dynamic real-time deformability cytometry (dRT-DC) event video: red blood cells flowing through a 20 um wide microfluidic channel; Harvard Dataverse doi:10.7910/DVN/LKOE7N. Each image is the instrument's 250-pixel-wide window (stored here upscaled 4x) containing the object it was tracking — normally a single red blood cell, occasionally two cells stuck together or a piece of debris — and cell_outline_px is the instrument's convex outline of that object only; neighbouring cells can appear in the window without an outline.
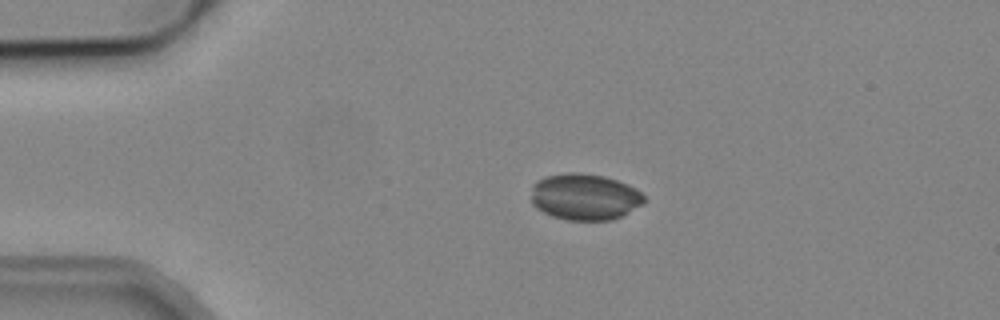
{"species": "common noctule bat (a hibernating species)", "species_latin": "Nyctalus noctula", "temperature_condition": "cold", "stored_images_in_passage": 7, "camera_frame_rate_fps": 3000, "um_per_image_px": 0.085, "animal": {"sex": "male", "body_mass_g": 19.2, "forearm_length_mm": 51.8}, "frame": {"image": 1, "passage_image": 2, "time_ms": 2.667, "image_size_px": [1000, 320], "cell_outline_px": [[644, 200], [640, 204], [628, 212], [620, 216], [608, 220], [568, 220], [552, 216], [536, 208], [532, 204], [532, 184], [536, 180], [544, 176], [568, 172], [580, 172], [604, 176], [628, 184], [636, 188], [644, 196]], "centroid_in_image_um": [49.65, 16.71], "position_along_channel_um": 35.4, "area_um2": 30.52}}
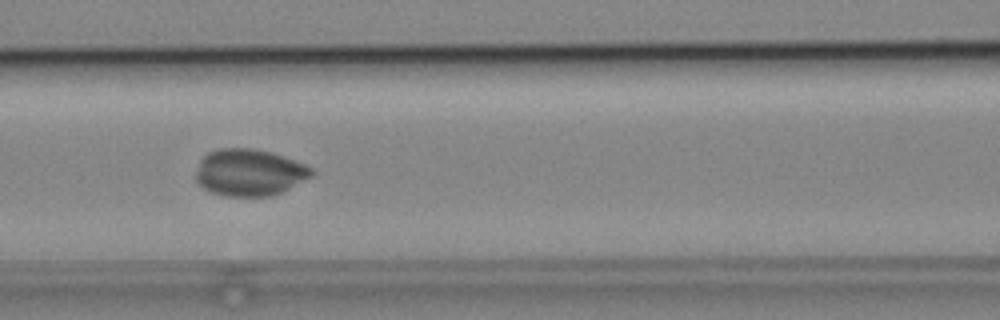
{"frame": {"image": 2, "passage_image": 6, "time_ms": 6.667, "image_size_px": [1000, 320], "cell_outline_px": [[316, 172], [312, 176], [272, 196], [224, 196], [212, 192], [204, 188], [196, 180], [196, 172], [200, 160], [208, 152], [220, 148], [256, 148], [284, 156], [304, 164], [312, 168]], "centroid_in_image_um": [21.2, 14.65], "position_along_channel_um": 145.4, "area_um2": 31.5}}
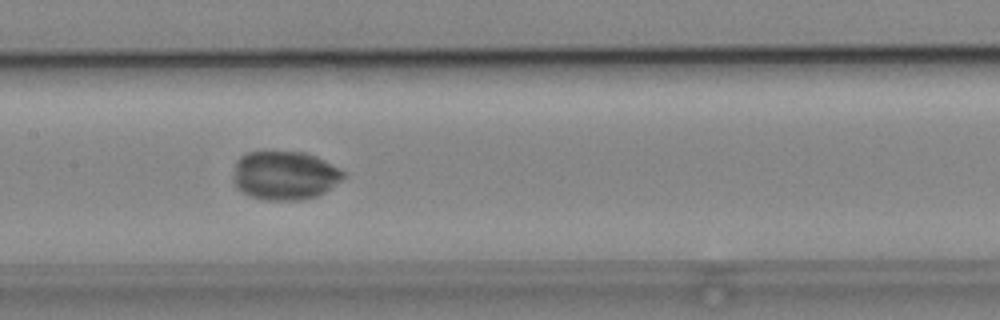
{"frame": {"image": 3, "passage_image": 7, "time_ms": 7.667, "image_size_px": [1000, 320], "cell_outline_px": [[344, 176], [340, 180], [324, 192], [308, 200], [264, 200], [252, 196], [236, 188], [232, 180], [236, 160], [244, 152], [304, 152], [340, 168], [344, 172]], "centroid_in_image_um": [24.15, 14.92], "position_along_channel_um": 183.2, "area_um2": 31.21}}